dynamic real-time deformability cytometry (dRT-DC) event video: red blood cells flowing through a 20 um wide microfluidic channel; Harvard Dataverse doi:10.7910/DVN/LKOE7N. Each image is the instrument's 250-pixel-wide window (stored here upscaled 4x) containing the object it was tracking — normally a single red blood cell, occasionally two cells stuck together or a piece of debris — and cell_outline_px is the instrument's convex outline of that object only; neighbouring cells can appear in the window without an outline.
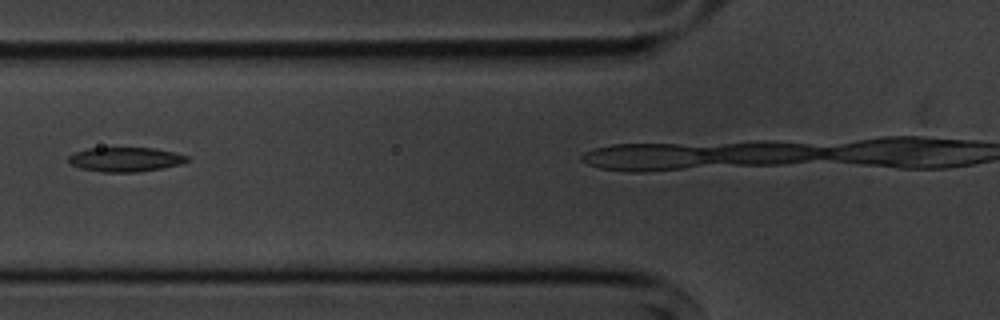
{"species": "common noctule bat (a hibernating species)", "species_latin": "Nyctalus noctula", "temperature_condition": "cold", "stored_images_in_passage": 5, "camera_frame_rate_fps": 3000, "um_per_image_px": 0.085, "animal": {"sex": "male", "body_mass_g": 20.1, "forearm_length_mm": 53.5}, "frame": {"image": 1, "passage_image": 4, "time_ms": 3.667, "image_size_px": [1000, 320], "cell_outline_px": [[188, 160], [180, 164], [160, 168], [136, 172], [100, 172], [80, 168], [72, 164], [68, 160], [68, 156], [72, 152], [88, 148], [152, 148], [172, 152], [188, 156]], "centroid_in_image_um": [10.59, 13.55], "position_along_channel_um": 115.2, "area_um2": 16.7}}